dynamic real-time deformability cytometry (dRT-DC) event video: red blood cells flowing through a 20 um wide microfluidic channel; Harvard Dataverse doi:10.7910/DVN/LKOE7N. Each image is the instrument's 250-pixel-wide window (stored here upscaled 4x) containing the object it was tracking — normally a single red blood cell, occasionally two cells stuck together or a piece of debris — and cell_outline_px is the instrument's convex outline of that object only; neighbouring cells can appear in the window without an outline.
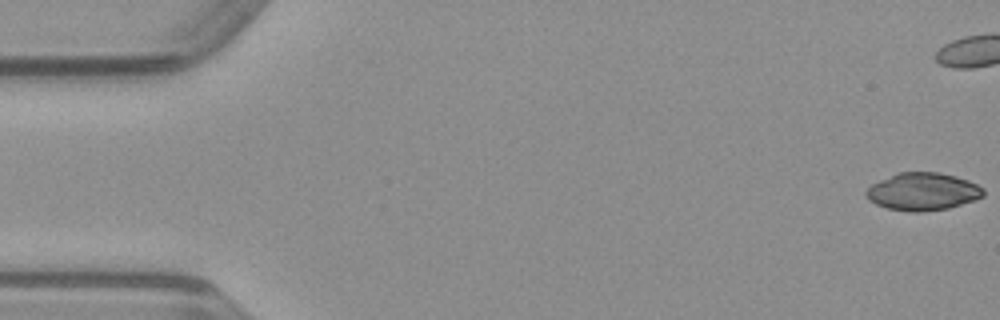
{"species": "common noctule bat (a hibernating species)", "species_latin": "Nyctalus noctula", "temperature_condition": "warm", "stored_images_in_passage": 5, "camera_frame_rate_fps": 3000, "um_per_image_px": 0.085, "animal": {"sex": "male", "body_mass_g": 23.1, "forearm_length_mm": 52.7}, "frame": {"image": 1, "passage_image": 1, "time_ms": 0.0, "image_size_px": [1000, 320], "cell_outline_px": [[984, 196], [976, 200], [948, 208], [920, 212], [912, 212], [888, 208], [876, 204], [868, 200], [864, 196], [864, 192], [872, 184], [896, 172], [940, 172], [956, 176], [968, 180], [984, 188]], "centroid_in_image_um": [78.43, 16.28], "position_along_channel_um": 6.6, "area_um2": 25.89}}